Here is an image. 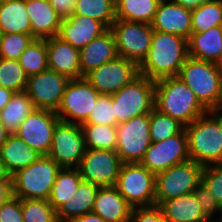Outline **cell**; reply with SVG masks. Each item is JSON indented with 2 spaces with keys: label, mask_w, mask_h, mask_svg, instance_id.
Segmentation results:
<instances>
[{
  "label": "cell",
  "mask_w": 222,
  "mask_h": 222,
  "mask_svg": "<svg viewBox=\"0 0 222 222\" xmlns=\"http://www.w3.org/2000/svg\"><path fill=\"white\" fill-rule=\"evenodd\" d=\"M201 182L222 207V163L205 166L202 171Z\"/></svg>",
  "instance_id": "obj_42"
},
{
  "label": "cell",
  "mask_w": 222,
  "mask_h": 222,
  "mask_svg": "<svg viewBox=\"0 0 222 222\" xmlns=\"http://www.w3.org/2000/svg\"><path fill=\"white\" fill-rule=\"evenodd\" d=\"M98 190V186L82 181L73 196L56 210L58 221L70 222L77 217L92 212Z\"/></svg>",
  "instance_id": "obj_26"
},
{
  "label": "cell",
  "mask_w": 222,
  "mask_h": 222,
  "mask_svg": "<svg viewBox=\"0 0 222 222\" xmlns=\"http://www.w3.org/2000/svg\"><path fill=\"white\" fill-rule=\"evenodd\" d=\"M218 122L222 134V110L218 107L208 111Z\"/></svg>",
  "instance_id": "obj_50"
},
{
  "label": "cell",
  "mask_w": 222,
  "mask_h": 222,
  "mask_svg": "<svg viewBox=\"0 0 222 222\" xmlns=\"http://www.w3.org/2000/svg\"><path fill=\"white\" fill-rule=\"evenodd\" d=\"M1 179H12V176L7 171L5 164L0 159V180Z\"/></svg>",
  "instance_id": "obj_52"
},
{
  "label": "cell",
  "mask_w": 222,
  "mask_h": 222,
  "mask_svg": "<svg viewBox=\"0 0 222 222\" xmlns=\"http://www.w3.org/2000/svg\"><path fill=\"white\" fill-rule=\"evenodd\" d=\"M139 75V66L117 56L89 73L84 78L101 94L111 95L129 84Z\"/></svg>",
  "instance_id": "obj_14"
},
{
  "label": "cell",
  "mask_w": 222,
  "mask_h": 222,
  "mask_svg": "<svg viewBox=\"0 0 222 222\" xmlns=\"http://www.w3.org/2000/svg\"><path fill=\"white\" fill-rule=\"evenodd\" d=\"M118 56L116 43L110 29L98 38L90 41L80 50L82 77Z\"/></svg>",
  "instance_id": "obj_23"
},
{
  "label": "cell",
  "mask_w": 222,
  "mask_h": 222,
  "mask_svg": "<svg viewBox=\"0 0 222 222\" xmlns=\"http://www.w3.org/2000/svg\"><path fill=\"white\" fill-rule=\"evenodd\" d=\"M219 108L222 110V101H221V104H220Z\"/></svg>",
  "instance_id": "obj_56"
},
{
  "label": "cell",
  "mask_w": 222,
  "mask_h": 222,
  "mask_svg": "<svg viewBox=\"0 0 222 222\" xmlns=\"http://www.w3.org/2000/svg\"><path fill=\"white\" fill-rule=\"evenodd\" d=\"M161 0H116V19L150 24Z\"/></svg>",
  "instance_id": "obj_30"
},
{
  "label": "cell",
  "mask_w": 222,
  "mask_h": 222,
  "mask_svg": "<svg viewBox=\"0 0 222 222\" xmlns=\"http://www.w3.org/2000/svg\"><path fill=\"white\" fill-rule=\"evenodd\" d=\"M19 62L28 77L48 69L46 39H34L20 55Z\"/></svg>",
  "instance_id": "obj_35"
},
{
  "label": "cell",
  "mask_w": 222,
  "mask_h": 222,
  "mask_svg": "<svg viewBox=\"0 0 222 222\" xmlns=\"http://www.w3.org/2000/svg\"><path fill=\"white\" fill-rule=\"evenodd\" d=\"M82 181L77 168H61L52 187L49 203L57 210L73 196Z\"/></svg>",
  "instance_id": "obj_31"
},
{
  "label": "cell",
  "mask_w": 222,
  "mask_h": 222,
  "mask_svg": "<svg viewBox=\"0 0 222 222\" xmlns=\"http://www.w3.org/2000/svg\"><path fill=\"white\" fill-rule=\"evenodd\" d=\"M122 164L116 151L87 149L77 169L83 181L111 187L116 185Z\"/></svg>",
  "instance_id": "obj_13"
},
{
  "label": "cell",
  "mask_w": 222,
  "mask_h": 222,
  "mask_svg": "<svg viewBox=\"0 0 222 222\" xmlns=\"http://www.w3.org/2000/svg\"><path fill=\"white\" fill-rule=\"evenodd\" d=\"M159 207L167 222H211L204 215L194 192L166 200Z\"/></svg>",
  "instance_id": "obj_24"
},
{
  "label": "cell",
  "mask_w": 222,
  "mask_h": 222,
  "mask_svg": "<svg viewBox=\"0 0 222 222\" xmlns=\"http://www.w3.org/2000/svg\"><path fill=\"white\" fill-rule=\"evenodd\" d=\"M60 169L48 155H42L12 175L13 197L48 200Z\"/></svg>",
  "instance_id": "obj_5"
},
{
  "label": "cell",
  "mask_w": 222,
  "mask_h": 222,
  "mask_svg": "<svg viewBox=\"0 0 222 222\" xmlns=\"http://www.w3.org/2000/svg\"><path fill=\"white\" fill-rule=\"evenodd\" d=\"M109 28L102 22L87 16L72 14L62 19L58 37L68 42L74 48L81 50L90 41L100 37Z\"/></svg>",
  "instance_id": "obj_19"
},
{
  "label": "cell",
  "mask_w": 222,
  "mask_h": 222,
  "mask_svg": "<svg viewBox=\"0 0 222 222\" xmlns=\"http://www.w3.org/2000/svg\"><path fill=\"white\" fill-rule=\"evenodd\" d=\"M81 128L87 149L116 151L117 128L110 125L82 123Z\"/></svg>",
  "instance_id": "obj_32"
},
{
  "label": "cell",
  "mask_w": 222,
  "mask_h": 222,
  "mask_svg": "<svg viewBox=\"0 0 222 222\" xmlns=\"http://www.w3.org/2000/svg\"><path fill=\"white\" fill-rule=\"evenodd\" d=\"M73 14L90 17L110 28L116 21L115 0H77Z\"/></svg>",
  "instance_id": "obj_33"
},
{
  "label": "cell",
  "mask_w": 222,
  "mask_h": 222,
  "mask_svg": "<svg viewBox=\"0 0 222 222\" xmlns=\"http://www.w3.org/2000/svg\"><path fill=\"white\" fill-rule=\"evenodd\" d=\"M84 123L117 126L111 95H100L88 120Z\"/></svg>",
  "instance_id": "obj_40"
},
{
  "label": "cell",
  "mask_w": 222,
  "mask_h": 222,
  "mask_svg": "<svg viewBox=\"0 0 222 222\" xmlns=\"http://www.w3.org/2000/svg\"><path fill=\"white\" fill-rule=\"evenodd\" d=\"M13 94V91L0 87V111L7 105Z\"/></svg>",
  "instance_id": "obj_48"
},
{
  "label": "cell",
  "mask_w": 222,
  "mask_h": 222,
  "mask_svg": "<svg viewBox=\"0 0 222 222\" xmlns=\"http://www.w3.org/2000/svg\"><path fill=\"white\" fill-rule=\"evenodd\" d=\"M70 222H106L98 214L93 212L87 213L83 216L77 217Z\"/></svg>",
  "instance_id": "obj_47"
},
{
  "label": "cell",
  "mask_w": 222,
  "mask_h": 222,
  "mask_svg": "<svg viewBox=\"0 0 222 222\" xmlns=\"http://www.w3.org/2000/svg\"><path fill=\"white\" fill-rule=\"evenodd\" d=\"M35 109L25 91L12 95L7 105L0 111V119L10 134H15L20 124Z\"/></svg>",
  "instance_id": "obj_29"
},
{
  "label": "cell",
  "mask_w": 222,
  "mask_h": 222,
  "mask_svg": "<svg viewBox=\"0 0 222 222\" xmlns=\"http://www.w3.org/2000/svg\"><path fill=\"white\" fill-rule=\"evenodd\" d=\"M0 28L2 34L20 33L32 35L26 0H13L0 4Z\"/></svg>",
  "instance_id": "obj_28"
},
{
  "label": "cell",
  "mask_w": 222,
  "mask_h": 222,
  "mask_svg": "<svg viewBox=\"0 0 222 222\" xmlns=\"http://www.w3.org/2000/svg\"><path fill=\"white\" fill-rule=\"evenodd\" d=\"M193 192L197 200L199 201V204L201 206L204 215L211 222H222V207L216 201V199L211 194L209 189L201 182ZM217 213L220 214V218L214 220L213 216H216Z\"/></svg>",
  "instance_id": "obj_41"
},
{
  "label": "cell",
  "mask_w": 222,
  "mask_h": 222,
  "mask_svg": "<svg viewBox=\"0 0 222 222\" xmlns=\"http://www.w3.org/2000/svg\"><path fill=\"white\" fill-rule=\"evenodd\" d=\"M222 53V26L209 28L202 33H191L188 55L194 59L216 63Z\"/></svg>",
  "instance_id": "obj_25"
},
{
  "label": "cell",
  "mask_w": 222,
  "mask_h": 222,
  "mask_svg": "<svg viewBox=\"0 0 222 222\" xmlns=\"http://www.w3.org/2000/svg\"><path fill=\"white\" fill-rule=\"evenodd\" d=\"M188 160V138L184 128L179 134L166 140L152 142L140 163L150 172L158 174Z\"/></svg>",
  "instance_id": "obj_16"
},
{
  "label": "cell",
  "mask_w": 222,
  "mask_h": 222,
  "mask_svg": "<svg viewBox=\"0 0 222 222\" xmlns=\"http://www.w3.org/2000/svg\"><path fill=\"white\" fill-rule=\"evenodd\" d=\"M116 128V153L119 158L123 163H140L152 143L149 133V114L133 117L119 123Z\"/></svg>",
  "instance_id": "obj_12"
},
{
  "label": "cell",
  "mask_w": 222,
  "mask_h": 222,
  "mask_svg": "<svg viewBox=\"0 0 222 222\" xmlns=\"http://www.w3.org/2000/svg\"><path fill=\"white\" fill-rule=\"evenodd\" d=\"M185 130L190 160L203 167L222 163V134L209 112L185 126Z\"/></svg>",
  "instance_id": "obj_3"
},
{
  "label": "cell",
  "mask_w": 222,
  "mask_h": 222,
  "mask_svg": "<svg viewBox=\"0 0 222 222\" xmlns=\"http://www.w3.org/2000/svg\"><path fill=\"white\" fill-rule=\"evenodd\" d=\"M34 39L32 35L27 34H2L0 39V58L19 60L20 55Z\"/></svg>",
  "instance_id": "obj_39"
},
{
  "label": "cell",
  "mask_w": 222,
  "mask_h": 222,
  "mask_svg": "<svg viewBox=\"0 0 222 222\" xmlns=\"http://www.w3.org/2000/svg\"><path fill=\"white\" fill-rule=\"evenodd\" d=\"M10 1H13V0H0V4L7 3V2H10Z\"/></svg>",
  "instance_id": "obj_54"
},
{
  "label": "cell",
  "mask_w": 222,
  "mask_h": 222,
  "mask_svg": "<svg viewBox=\"0 0 222 222\" xmlns=\"http://www.w3.org/2000/svg\"><path fill=\"white\" fill-rule=\"evenodd\" d=\"M188 57L187 39L154 30L148 55L139 65V74L153 81L176 77Z\"/></svg>",
  "instance_id": "obj_1"
},
{
  "label": "cell",
  "mask_w": 222,
  "mask_h": 222,
  "mask_svg": "<svg viewBox=\"0 0 222 222\" xmlns=\"http://www.w3.org/2000/svg\"><path fill=\"white\" fill-rule=\"evenodd\" d=\"M185 126L178 120L154 108L149 114V133L151 142H160L179 134Z\"/></svg>",
  "instance_id": "obj_36"
},
{
  "label": "cell",
  "mask_w": 222,
  "mask_h": 222,
  "mask_svg": "<svg viewBox=\"0 0 222 222\" xmlns=\"http://www.w3.org/2000/svg\"><path fill=\"white\" fill-rule=\"evenodd\" d=\"M13 197L12 179L0 180V207Z\"/></svg>",
  "instance_id": "obj_46"
},
{
  "label": "cell",
  "mask_w": 222,
  "mask_h": 222,
  "mask_svg": "<svg viewBox=\"0 0 222 222\" xmlns=\"http://www.w3.org/2000/svg\"><path fill=\"white\" fill-rule=\"evenodd\" d=\"M77 0H49L57 13L64 19L68 18L74 12V6Z\"/></svg>",
  "instance_id": "obj_45"
},
{
  "label": "cell",
  "mask_w": 222,
  "mask_h": 222,
  "mask_svg": "<svg viewBox=\"0 0 222 222\" xmlns=\"http://www.w3.org/2000/svg\"><path fill=\"white\" fill-rule=\"evenodd\" d=\"M26 9L30 18L32 36L35 39L58 35L63 18L49 0H26Z\"/></svg>",
  "instance_id": "obj_21"
},
{
  "label": "cell",
  "mask_w": 222,
  "mask_h": 222,
  "mask_svg": "<svg viewBox=\"0 0 222 222\" xmlns=\"http://www.w3.org/2000/svg\"><path fill=\"white\" fill-rule=\"evenodd\" d=\"M192 10L174 0H161L151 26L155 31L176 34L189 39L192 33Z\"/></svg>",
  "instance_id": "obj_18"
},
{
  "label": "cell",
  "mask_w": 222,
  "mask_h": 222,
  "mask_svg": "<svg viewBox=\"0 0 222 222\" xmlns=\"http://www.w3.org/2000/svg\"><path fill=\"white\" fill-rule=\"evenodd\" d=\"M178 77L194 92L199 102L209 111L222 101V72L215 63L188 57Z\"/></svg>",
  "instance_id": "obj_4"
},
{
  "label": "cell",
  "mask_w": 222,
  "mask_h": 222,
  "mask_svg": "<svg viewBox=\"0 0 222 222\" xmlns=\"http://www.w3.org/2000/svg\"><path fill=\"white\" fill-rule=\"evenodd\" d=\"M1 37H2V31H1V28H0V39H1Z\"/></svg>",
  "instance_id": "obj_55"
},
{
  "label": "cell",
  "mask_w": 222,
  "mask_h": 222,
  "mask_svg": "<svg viewBox=\"0 0 222 222\" xmlns=\"http://www.w3.org/2000/svg\"><path fill=\"white\" fill-rule=\"evenodd\" d=\"M154 108L178 120L184 126L208 112L194 92L178 76L155 81Z\"/></svg>",
  "instance_id": "obj_2"
},
{
  "label": "cell",
  "mask_w": 222,
  "mask_h": 222,
  "mask_svg": "<svg viewBox=\"0 0 222 222\" xmlns=\"http://www.w3.org/2000/svg\"><path fill=\"white\" fill-rule=\"evenodd\" d=\"M192 33H202L209 28L222 26V0H210L192 9Z\"/></svg>",
  "instance_id": "obj_34"
},
{
  "label": "cell",
  "mask_w": 222,
  "mask_h": 222,
  "mask_svg": "<svg viewBox=\"0 0 222 222\" xmlns=\"http://www.w3.org/2000/svg\"><path fill=\"white\" fill-rule=\"evenodd\" d=\"M9 135L10 133L5 129L4 124L0 119V150L3 144L7 141Z\"/></svg>",
  "instance_id": "obj_51"
},
{
  "label": "cell",
  "mask_w": 222,
  "mask_h": 222,
  "mask_svg": "<svg viewBox=\"0 0 222 222\" xmlns=\"http://www.w3.org/2000/svg\"><path fill=\"white\" fill-rule=\"evenodd\" d=\"M59 120L54 111L34 109L20 124L15 134L32 149L42 155H48L53 133Z\"/></svg>",
  "instance_id": "obj_17"
},
{
  "label": "cell",
  "mask_w": 222,
  "mask_h": 222,
  "mask_svg": "<svg viewBox=\"0 0 222 222\" xmlns=\"http://www.w3.org/2000/svg\"><path fill=\"white\" fill-rule=\"evenodd\" d=\"M177 4H180L186 8L194 9L202 3L208 2L210 0H174Z\"/></svg>",
  "instance_id": "obj_49"
},
{
  "label": "cell",
  "mask_w": 222,
  "mask_h": 222,
  "mask_svg": "<svg viewBox=\"0 0 222 222\" xmlns=\"http://www.w3.org/2000/svg\"><path fill=\"white\" fill-rule=\"evenodd\" d=\"M156 174L141 163H123L115 187L132 207H150L155 204Z\"/></svg>",
  "instance_id": "obj_7"
},
{
  "label": "cell",
  "mask_w": 222,
  "mask_h": 222,
  "mask_svg": "<svg viewBox=\"0 0 222 222\" xmlns=\"http://www.w3.org/2000/svg\"><path fill=\"white\" fill-rule=\"evenodd\" d=\"M42 154L29 147L16 134H10L0 150V159L11 176L19 169L26 168Z\"/></svg>",
  "instance_id": "obj_27"
},
{
  "label": "cell",
  "mask_w": 222,
  "mask_h": 222,
  "mask_svg": "<svg viewBox=\"0 0 222 222\" xmlns=\"http://www.w3.org/2000/svg\"><path fill=\"white\" fill-rule=\"evenodd\" d=\"M132 207L115 186L99 187L92 212L106 222H129Z\"/></svg>",
  "instance_id": "obj_22"
},
{
  "label": "cell",
  "mask_w": 222,
  "mask_h": 222,
  "mask_svg": "<svg viewBox=\"0 0 222 222\" xmlns=\"http://www.w3.org/2000/svg\"><path fill=\"white\" fill-rule=\"evenodd\" d=\"M100 95L84 77L70 79L55 113L61 121L81 125L88 120Z\"/></svg>",
  "instance_id": "obj_10"
},
{
  "label": "cell",
  "mask_w": 222,
  "mask_h": 222,
  "mask_svg": "<svg viewBox=\"0 0 222 222\" xmlns=\"http://www.w3.org/2000/svg\"><path fill=\"white\" fill-rule=\"evenodd\" d=\"M203 168L188 160L156 174L155 204L192 193L201 183Z\"/></svg>",
  "instance_id": "obj_8"
},
{
  "label": "cell",
  "mask_w": 222,
  "mask_h": 222,
  "mask_svg": "<svg viewBox=\"0 0 222 222\" xmlns=\"http://www.w3.org/2000/svg\"><path fill=\"white\" fill-rule=\"evenodd\" d=\"M23 222H59L48 200L21 199Z\"/></svg>",
  "instance_id": "obj_38"
},
{
  "label": "cell",
  "mask_w": 222,
  "mask_h": 222,
  "mask_svg": "<svg viewBox=\"0 0 222 222\" xmlns=\"http://www.w3.org/2000/svg\"><path fill=\"white\" fill-rule=\"evenodd\" d=\"M48 67L69 79L82 78L80 50L58 36L46 38Z\"/></svg>",
  "instance_id": "obj_20"
},
{
  "label": "cell",
  "mask_w": 222,
  "mask_h": 222,
  "mask_svg": "<svg viewBox=\"0 0 222 222\" xmlns=\"http://www.w3.org/2000/svg\"><path fill=\"white\" fill-rule=\"evenodd\" d=\"M28 76L19 60L0 58V87L16 92L26 89Z\"/></svg>",
  "instance_id": "obj_37"
},
{
  "label": "cell",
  "mask_w": 222,
  "mask_h": 222,
  "mask_svg": "<svg viewBox=\"0 0 222 222\" xmlns=\"http://www.w3.org/2000/svg\"><path fill=\"white\" fill-rule=\"evenodd\" d=\"M111 97L117 125L133 117L150 114L154 109L155 81L139 74Z\"/></svg>",
  "instance_id": "obj_6"
},
{
  "label": "cell",
  "mask_w": 222,
  "mask_h": 222,
  "mask_svg": "<svg viewBox=\"0 0 222 222\" xmlns=\"http://www.w3.org/2000/svg\"><path fill=\"white\" fill-rule=\"evenodd\" d=\"M86 150L81 125L59 120L48 156L61 168H77Z\"/></svg>",
  "instance_id": "obj_11"
},
{
  "label": "cell",
  "mask_w": 222,
  "mask_h": 222,
  "mask_svg": "<svg viewBox=\"0 0 222 222\" xmlns=\"http://www.w3.org/2000/svg\"><path fill=\"white\" fill-rule=\"evenodd\" d=\"M215 64H216L217 68L222 72V53Z\"/></svg>",
  "instance_id": "obj_53"
},
{
  "label": "cell",
  "mask_w": 222,
  "mask_h": 222,
  "mask_svg": "<svg viewBox=\"0 0 222 222\" xmlns=\"http://www.w3.org/2000/svg\"><path fill=\"white\" fill-rule=\"evenodd\" d=\"M70 79L51 69L28 77L25 92L32 100L35 109L56 112L62 101Z\"/></svg>",
  "instance_id": "obj_15"
},
{
  "label": "cell",
  "mask_w": 222,
  "mask_h": 222,
  "mask_svg": "<svg viewBox=\"0 0 222 222\" xmlns=\"http://www.w3.org/2000/svg\"><path fill=\"white\" fill-rule=\"evenodd\" d=\"M129 222H167L161 208L157 205L150 207L132 208Z\"/></svg>",
  "instance_id": "obj_43"
},
{
  "label": "cell",
  "mask_w": 222,
  "mask_h": 222,
  "mask_svg": "<svg viewBox=\"0 0 222 222\" xmlns=\"http://www.w3.org/2000/svg\"><path fill=\"white\" fill-rule=\"evenodd\" d=\"M118 56L135 62L138 66L148 55L153 35L150 24L116 19L110 26Z\"/></svg>",
  "instance_id": "obj_9"
},
{
  "label": "cell",
  "mask_w": 222,
  "mask_h": 222,
  "mask_svg": "<svg viewBox=\"0 0 222 222\" xmlns=\"http://www.w3.org/2000/svg\"><path fill=\"white\" fill-rule=\"evenodd\" d=\"M0 222H23L21 199L12 197L0 207Z\"/></svg>",
  "instance_id": "obj_44"
}]
</instances>
